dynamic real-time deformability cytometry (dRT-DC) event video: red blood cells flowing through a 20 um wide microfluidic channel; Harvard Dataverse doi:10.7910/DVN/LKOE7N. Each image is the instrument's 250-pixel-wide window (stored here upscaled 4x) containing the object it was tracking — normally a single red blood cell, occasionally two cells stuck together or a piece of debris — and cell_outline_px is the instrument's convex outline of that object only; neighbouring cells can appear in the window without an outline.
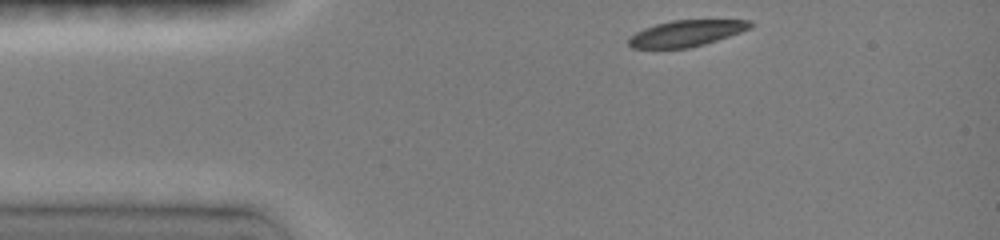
{"species": "common noctule bat (a hibernating species)", "species_latin": "Nyctalus noctula", "temperature_condition": "room temperature", "stored_images_in_passage": 3, "camera_frame_rate_fps": 3000, "um_per_image_px": 0.085, "animal": {"sex": "female", "body_mass_g": 19.0, "forearm_length_mm": 51.5}, "frame": {"image": 1, "passage_image": 1, "time_ms": 0.0, "image_size_px": [1000, 240], "cell_outline_px": [[752, 28], [704, 44], [688, 48], [632, 48], [628, 44], [628, 36], [644, 28], [656, 24], [672, 20], [752, 20]], "centroid_in_image_um": [58.31, 2.83], "position_along_channel_um": 26.7, "area_um2": 18.5}}